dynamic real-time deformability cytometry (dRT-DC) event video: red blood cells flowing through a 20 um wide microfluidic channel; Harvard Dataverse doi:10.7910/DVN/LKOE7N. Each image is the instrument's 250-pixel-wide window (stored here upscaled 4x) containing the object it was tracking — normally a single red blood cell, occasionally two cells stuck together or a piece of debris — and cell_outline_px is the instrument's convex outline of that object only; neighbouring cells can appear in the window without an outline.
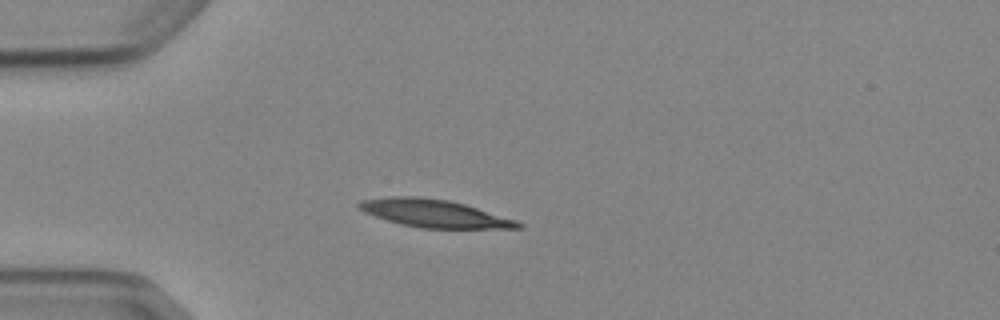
{"species": "Egyptian fruit bat (a non-hibernating species)", "species_latin": "Rousettus aegyptiacus", "temperature_condition": "cold", "stored_images_in_passage": 4, "camera_frame_rate_fps": 3000, "um_per_image_px": 0.085, "animal": {"sex": "female"}, "frame": {"image": 1, "passage_image": 4, "time_ms": 3.333, "image_size_px": [1000, 320], "cell_outline_px": [[524, 228], [420, 228], [400, 224], [364, 212], [356, 204], [360, 200], [388, 196], [416, 196], [448, 200], [464, 204], [516, 220], [524, 224]], "centroid_in_image_um": [36.89, 18.13], "position_along_channel_um": 48.1, "area_um2": 25.55}}